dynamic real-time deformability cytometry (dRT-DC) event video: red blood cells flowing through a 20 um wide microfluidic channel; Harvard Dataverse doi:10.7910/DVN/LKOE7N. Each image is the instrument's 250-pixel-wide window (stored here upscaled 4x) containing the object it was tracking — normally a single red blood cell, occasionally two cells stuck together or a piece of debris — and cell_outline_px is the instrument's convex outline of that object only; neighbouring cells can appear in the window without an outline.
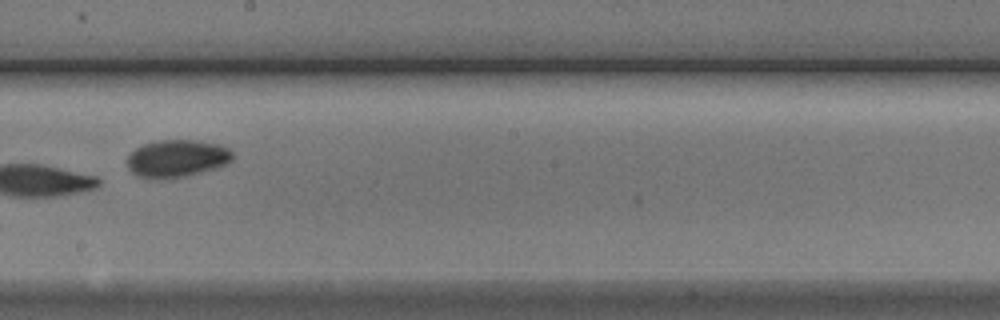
{"species": "Egyptian fruit bat (a non-hibernating species)", "species_latin": "Rousettus aegyptiacus", "temperature_condition": "cold", "stored_images_in_passage": 11, "segment_of_instrument_passage": [1, 2], "camera_frame_rate_fps": 3000, "um_per_image_px": 0.085, "animal": {"sex": "male"}, "frame": {"image": 1, "passage_image": 8, "time_ms": 8.333, "image_size_px": [1000, 320], "cell_outline_px": [[232, 160], [228, 164], [216, 168], [188, 176], [172, 180], [148, 180], [136, 176], [128, 168], [128, 156], [136, 148], [144, 144], [156, 140], [196, 140], [220, 144], [228, 148], [232, 152]], "centroid_in_image_um": [15.03, 13.51], "position_along_channel_um": 233.2, "area_um2": 23.64}}
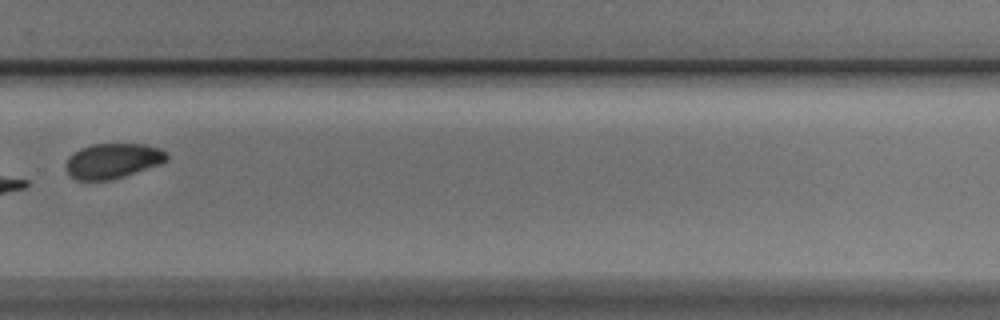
{"frame": {"image": 2, "passage_image": 10, "time_ms": 10.667, "image_size_px": [1000, 320], "cell_outline_px": [[168, 160], [160, 164], [112, 180], [76, 180], [68, 176], [64, 168], [64, 164], [68, 156], [72, 152], [80, 148], [92, 144], [144, 144], [160, 148], [168, 152]], "centroid_in_image_um": [9.53, 13.67], "position_along_channel_um": 320.3, "area_um2": 21.04}}